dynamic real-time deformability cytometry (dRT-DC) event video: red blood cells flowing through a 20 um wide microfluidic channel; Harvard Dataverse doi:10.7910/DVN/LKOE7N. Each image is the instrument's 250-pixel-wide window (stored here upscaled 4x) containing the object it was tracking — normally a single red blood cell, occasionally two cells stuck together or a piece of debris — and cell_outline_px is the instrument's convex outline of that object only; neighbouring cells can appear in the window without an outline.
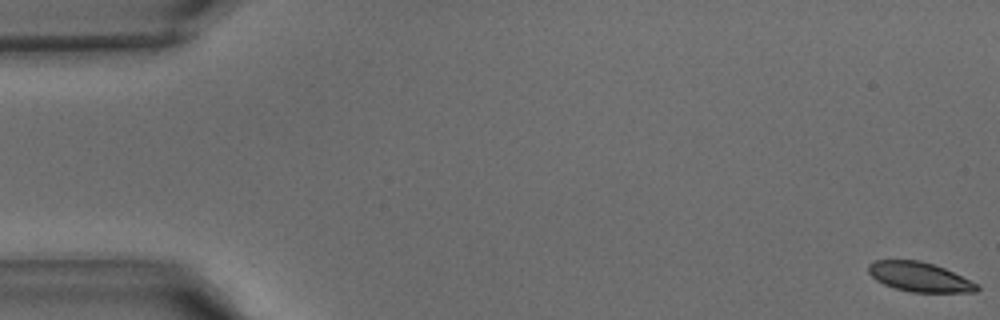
{"species": "common noctule bat (a hibernating species)", "species_latin": "Nyctalus noctula", "temperature_condition": "warm", "stored_images_in_passage": 42, "camera_frame_rate_fps": 3000, "um_per_image_px": 0.085, "animal": {"sex": "male", "body_mass_g": 15.6}, "frame": {"image": 1, "passage_image": 1, "time_ms": 0.0, "image_size_px": [1000, 320], "cell_outline_px": [[980, 288], [976, 292], [912, 292], [896, 288], [884, 284], [876, 280], [868, 272], [868, 264], [872, 260], [920, 260], [944, 268], [980, 284]], "centroid_in_image_um": [78.17, 23.53], "position_along_channel_um": 6.8, "area_um2": 18.67}}
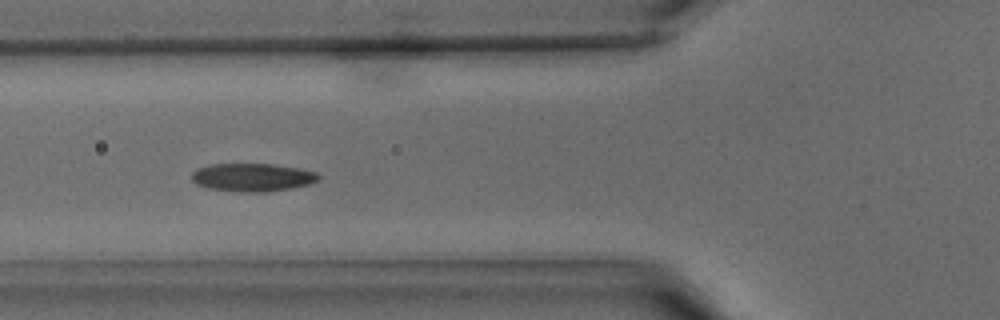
{"frame": {"image": 2, "passage_image": 16, "time_ms": 5.0, "image_size_px": [1000, 320], "cell_outline_px": [[320, 176], [312, 184], [292, 188], [268, 192], [244, 192], [208, 188], [196, 184], [192, 180], [192, 172], [196, 168], [208, 164], [272, 164], [300, 168], [316, 172]], "centroid_in_image_um": [21.45, 15.07], "position_along_channel_um": 104.3, "area_um2": 20.92}}
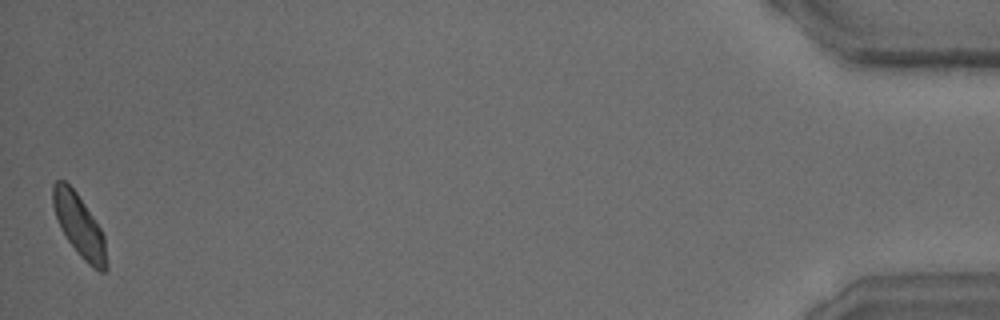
{"frame": {"image": 3, "passage_image": 42, "time_ms": 13.667, "image_size_px": [1000, 320], "cell_outline_px": [[108, 268], [104, 272], [100, 272], [92, 268], [80, 256], [68, 240], [60, 228], [52, 204], [52, 184], [56, 180], [64, 180], [76, 192], [100, 228], [104, 236], [108, 264]], "centroid_in_image_um": [6.74, 19.21], "position_along_channel_um": 428.5, "area_um2": 19.36}}